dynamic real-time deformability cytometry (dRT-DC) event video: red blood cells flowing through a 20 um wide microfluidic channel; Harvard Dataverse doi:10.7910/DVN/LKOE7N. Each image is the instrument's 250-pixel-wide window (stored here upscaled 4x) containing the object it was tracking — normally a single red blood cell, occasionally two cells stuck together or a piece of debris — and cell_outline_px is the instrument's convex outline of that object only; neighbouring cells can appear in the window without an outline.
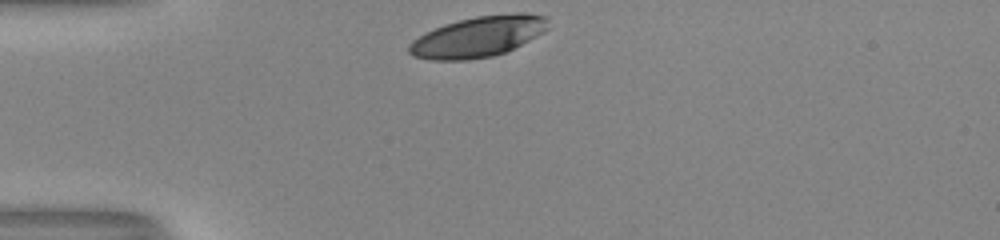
{"species": "human", "species_latin": "Homo sapiens", "temperature_condition": "room temperature", "stored_images_in_passage": 29, "camera_frame_rate_fps": 3000, "um_per_image_px": 0.085, "donor": {"sex": "male"}, "frame": {"image": 1, "passage_image": 1, "time_ms": 0.0, "image_size_px": [1000, 240], "cell_outline_px": [[548, 28], [544, 32], [504, 52], [492, 56], [468, 60], [428, 60], [412, 56], [408, 52], [408, 44], [412, 40], [424, 32], [444, 24], [476, 16], [516, 12], [528, 12], [548, 16]], "centroid_in_image_um": [40.62, 3.1], "position_along_channel_um": 44.4, "area_um2": 33.23}}
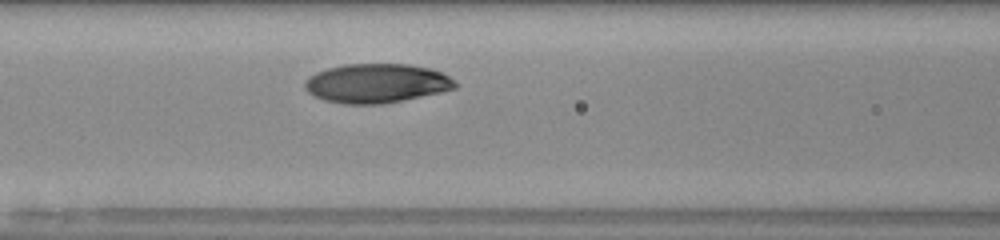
{"frame": {"image": 2, "passage_image": 10, "time_ms": 3.0, "image_size_px": [1000, 240], "cell_outline_px": [[460, 84], [456, 88], [440, 92], [384, 104], [344, 104], [324, 100], [308, 92], [304, 88], [304, 80], [308, 76], [316, 72], [328, 68], [344, 64], [408, 64], [432, 68], [444, 72]], "centroid_in_image_um": [32.03, 7.07], "position_along_channel_um": 134.6, "area_um2": 34.68}}
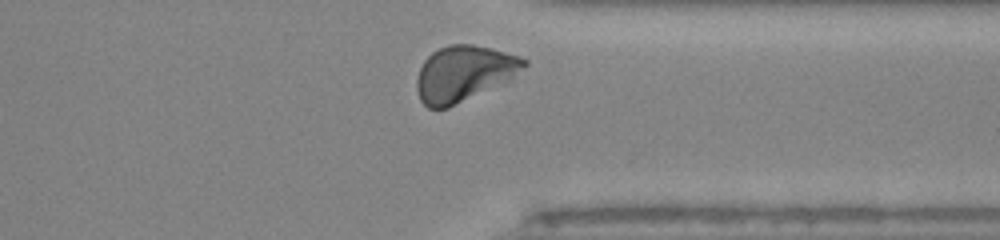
{"frame": {"image": 3, "passage_image": 28, "time_ms": 9.0, "image_size_px": [1000, 240], "cell_outline_px": [[528, 64], [524, 68], [512, 76], [448, 108], [428, 108], [420, 100], [416, 88], [416, 80], [420, 68], [424, 60], [432, 52], [448, 44], [472, 44], [520, 56], [528, 60]], "centroid_in_image_um": [39.37, 6.22], "position_along_channel_um": 372.0, "area_um2": 33.93}, "authors_computed_cell_mechanics": {"area_um2": 34.0442, "velocity_mm_per_s": 3.9753, "shape_relaxation_time_tau1_ms": 3.5245, "shape_relaxation_time_tau2_ms": 2.3801, "deformation_change_tau1": 0.16, "deformation_change_tau2": 0.0488}}